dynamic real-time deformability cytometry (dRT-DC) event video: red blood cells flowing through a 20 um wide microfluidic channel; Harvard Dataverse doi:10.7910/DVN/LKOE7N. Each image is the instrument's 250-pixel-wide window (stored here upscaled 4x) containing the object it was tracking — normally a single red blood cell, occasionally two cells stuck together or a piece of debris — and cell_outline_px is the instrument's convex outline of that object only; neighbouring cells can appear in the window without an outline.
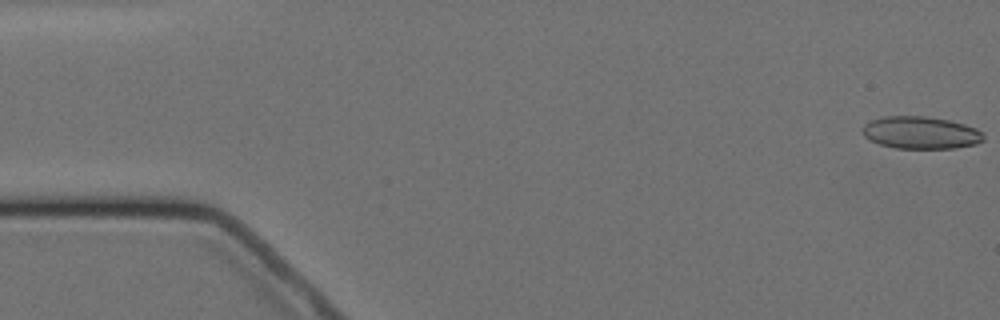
{"species": "Egyptian fruit bat (a non-hibernating species)", "species_latin": "Rousettus aegyptiacus", "temperature_condition": "cold", "stored_images_in_passage": 5, "camera_frame_rate_fps": 3000, "um_per_image_px": 0.085, "animal": {"sex": "female"}, "frame": {"image": 1, "passage_image": 1, "time_ms": 0.0, "image_size_px": [1000, 320], "cell_outline_px": [[984, 140], [976, 144], [956, 148], [896, 148], [880, 144], [868, 140], [864, 136], [864, 124], [872, 120], [884, 116], [924, 116], [948, 120], [964, 124], [976, 128], [984, 136]], "centroid_in_image_um": [78.27, 11.28], "position_along_channel_um": 6.7, "area_um2": 22.72}}
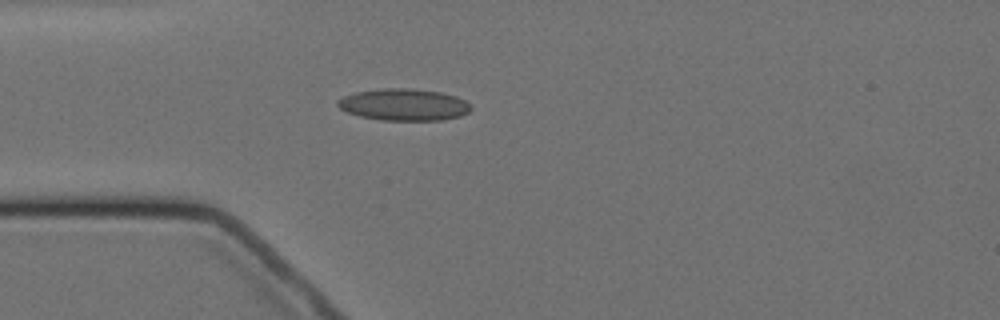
{"frame": {"image": 2, "passage_image": 5, "time_ms": 4.667, "image_size_px": [1000, 320], "cell_outline_px": [[472, 108], [468, 112], [460, 116], [440, 120], [380, 120], [360, 116], [348, 112], [340, 108], [336, 104], [336, 100], [344, 96], [356, 92], [384, 88], [404, 88], [440, 92], [456, 96], [472, 104]], "centroid_in_image_um": [34.33, 8.9], "position_along_channel_um": 50.7, "area_um2": 24.62}}